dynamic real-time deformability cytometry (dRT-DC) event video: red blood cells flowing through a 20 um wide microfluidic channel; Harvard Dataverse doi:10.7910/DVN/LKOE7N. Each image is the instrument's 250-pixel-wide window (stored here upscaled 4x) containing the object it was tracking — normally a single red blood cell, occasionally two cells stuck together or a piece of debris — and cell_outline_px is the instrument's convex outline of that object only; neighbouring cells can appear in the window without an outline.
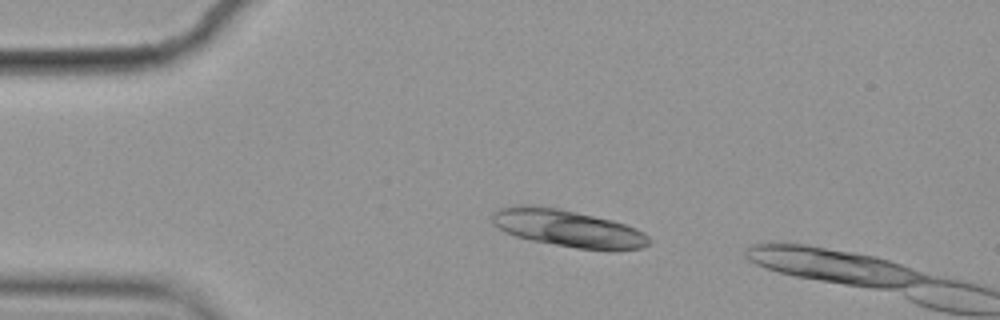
{"species": "common noctule bat (a hibernating species)", "species_latin": "Nyctalus noctula", "temperature_condition": "cold", "stored_images_in_passage": 4, "camera_frame_rate_fps": 3000, "um_per_image_px": 0.085, "animal": {"sex": "female", "body_mass_g": 19.9}, "frame": {"image": 1, "passage_image": 2, "time_ms": 0.333, "image_size_px": [1000, 320], "cell_outline_px": [[652, 240], [648, 244], [640, 248], [576, 248], [532, 240], [516, 236], [504, 232], [492, 224], [492, 212], [500, 208], [516, 204], [524, 204], [556, 208], [612, 220], [636, 228], [644, 232]], "centroid_in_image_um": [48.18, 19.37], "position_along_channel_um": 36.8, "area_um2": 33.29}}